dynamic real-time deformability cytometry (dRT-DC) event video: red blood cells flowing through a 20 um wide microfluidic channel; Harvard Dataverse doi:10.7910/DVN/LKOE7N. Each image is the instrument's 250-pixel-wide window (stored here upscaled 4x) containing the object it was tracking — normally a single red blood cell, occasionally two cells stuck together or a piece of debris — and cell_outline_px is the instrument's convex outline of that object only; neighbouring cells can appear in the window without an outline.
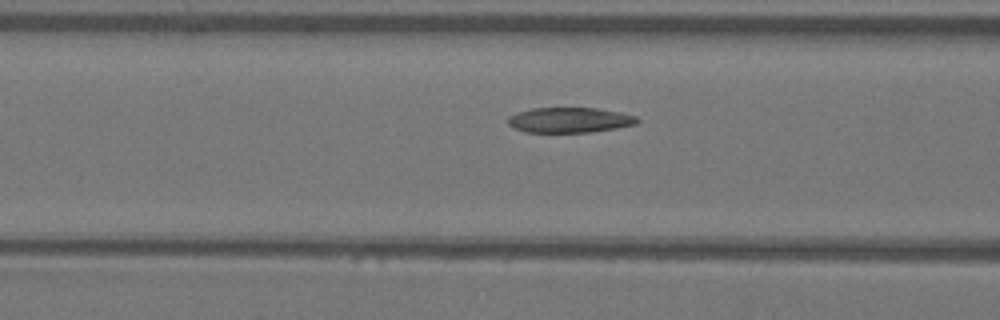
{"species": "Egyptian fruit bat (a non-hibernating species)", "species_latin": "Rousettus aegyptiacus", "temperature_condition": "warm", "stored_images_in_passage": 35, "camera_frame_rate_fps": 3000, "um_per_image_px": 0.085, "animal": {"sex": "female"}, "frame": {"image": 1, "passage_image": 13, "time_ms": 4.0, "image_size_px": [1000, 320], "cell_outline_px": [[640, 120], [636, 124], [616, 128], [588, 132], [524, 132], [512, 128], [508, 124], [508, 116], [516, 112], [532, 108], [600, 108], [620, 112], [636, 116]], "centroid_in_image_um": [48.39, 10.2], "position_along_channel_um": 118.2, "area_um2": 19.13}}
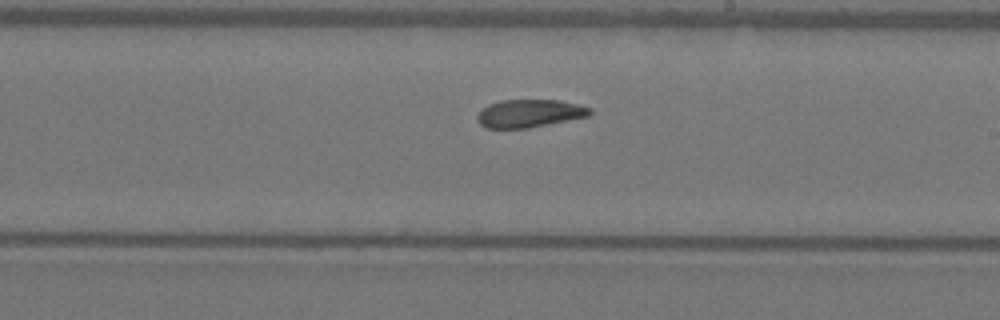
{"frame": {"image": 2, "passage_image": 23, "time_ms": 7.333, "image_size_px": [1000, 320], "cell_outline_px": [[592, 112], [588, 116], [528, 128], [484, 128], [476, 120], [476, 116], [488, 104], [500, 100], [560, 100], [592, 108]], "centroid_in_image_um": [44.98, 9.64], "position_along_channel_um": 244.0, "area_um2": 18.26}}
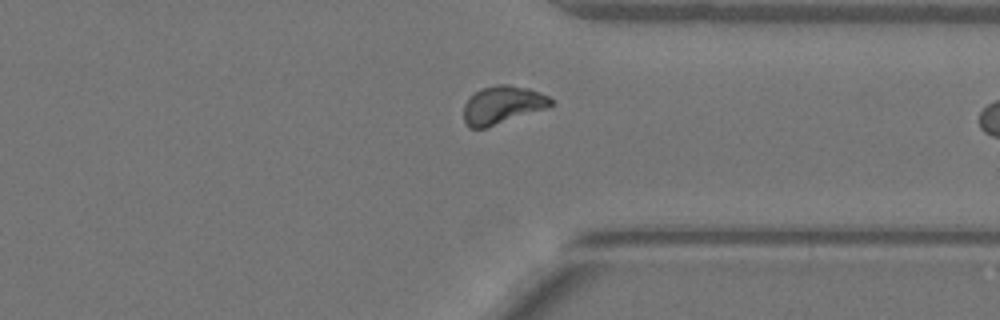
{"frame": {"image": 3, "passage_image": 33, "time_ms": 10.667, "image_size_px": [1000, 320], "cell_outline_px": [[552, 104], [548, 108], [484, 128], [468, 128], [464, 120], [464, 104], [480, 88], [496, 84], [508, 84], [528, 88], [548, 96], [552, 100]], "centroid_in_image_um": [42.7, 8.91], "position_along_channel_um": 368.7, "area_um2": 19.13}}